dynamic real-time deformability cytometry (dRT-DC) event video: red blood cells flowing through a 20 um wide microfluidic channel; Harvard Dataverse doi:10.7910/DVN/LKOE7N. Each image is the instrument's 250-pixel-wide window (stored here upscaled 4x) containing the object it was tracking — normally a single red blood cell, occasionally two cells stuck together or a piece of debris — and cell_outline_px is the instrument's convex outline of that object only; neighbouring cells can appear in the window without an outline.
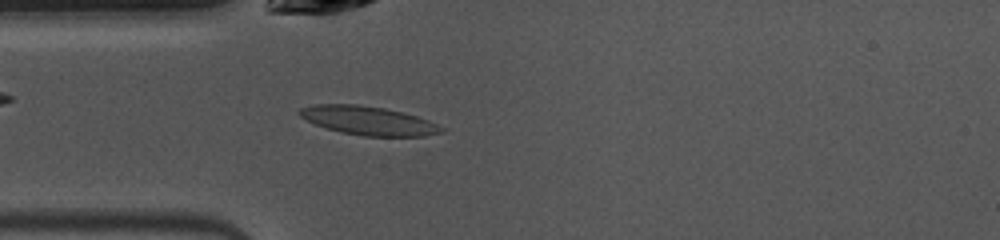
{"species": "common noctule bat (a hibernating species)", "species_latin": "Nyctalus noctula", "temperature_condition": "warm", "stored_images_in_passage": 25, "camera_frame_rate_fps": 3000, "um_per_image_px": 0.085, "animal": {"sex": "female", "body_mass_g": 10.0, "forearm_length_mm": 53.1}, "frame": {"image": 1, "passage_image": 3, "time_ms": 0.667, "image_size_px": [1000, 240], "cell_outline_px": [[448, 128], [444, 132], [424, 136], [364, 136], [340, 132], [316, 124], [300, 116], [296, 112], [300, 108], [316, 104], [356, 104], [384, 108], [416, 116], [428, 120]], "centroid_in_image_um": [31.35, 10.26], "position_along_channel_um": 53.7, "area_um2": 23.7}}
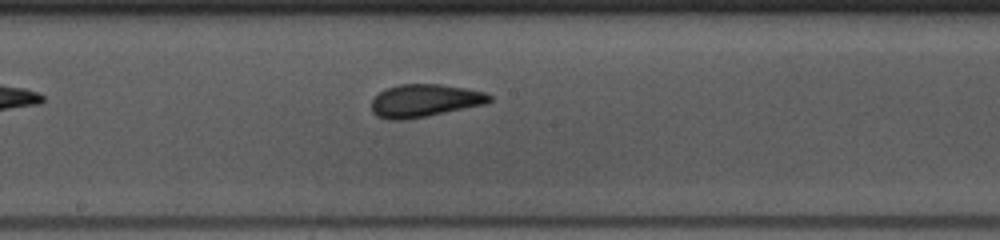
{"frame": {"image": 2, "passage_image": 15, "time_ms": 4.667, "image_size_px": [1000, 240], "cell_outline_px": [[492, 100], [484, 104], [404, 120], [388, 120], [376, 116], [372, 112], [372, 100], [384, 88], [400, 84], [440, 84], [464, 88], [484, 92], [492, 96]], "centroid_in_image_um": [36.05, 8.55], "position_along_channel_um": 212.2, "area_um2": 22.31}}
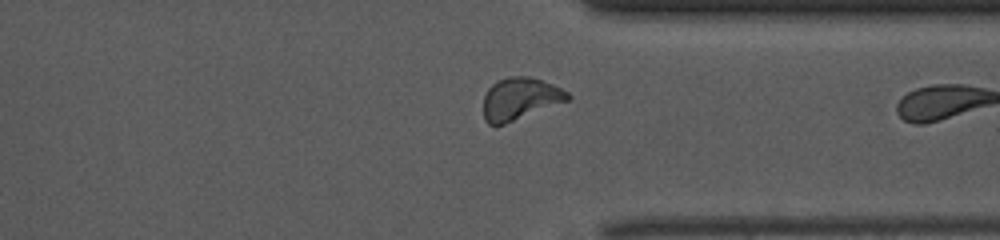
{"frame": {"image": 3, "passage_image": 24, "time_ms": 7.667, "image_size_px": [1000, 240], "cell_outline_px": [[572, 96], [568, 100], [496, 128], [488, 124], [484, 120], [484, 96], [488, 88], [492, 84], [508, 76], [528, 76], [552, 84], [568, 92]], "centroid_in_image_um": [44.16, 8.42], "position_along_channel_um": 367.2, "area_um2": 20.81}}